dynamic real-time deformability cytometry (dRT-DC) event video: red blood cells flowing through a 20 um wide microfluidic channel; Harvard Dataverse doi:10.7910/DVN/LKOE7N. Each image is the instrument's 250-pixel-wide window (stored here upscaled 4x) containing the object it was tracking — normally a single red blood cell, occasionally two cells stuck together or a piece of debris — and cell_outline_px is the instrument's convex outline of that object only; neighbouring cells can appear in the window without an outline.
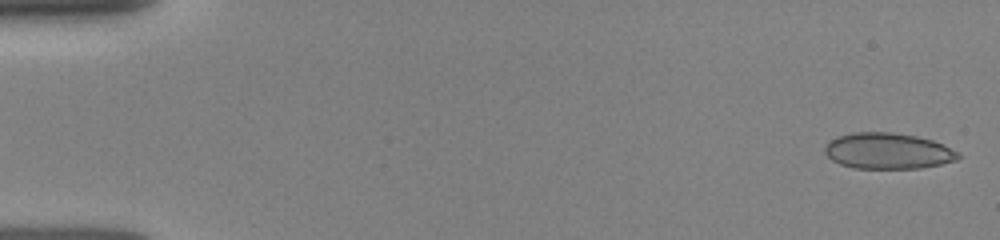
{"species": "human", "species_latin": "Homo sapiens", "temperature_condition": "room temperature", "stored_images_in_passage": 28, "camera_frame_rate_fps": 3000, "um_per_image_px": 0.085, "donor": {"sex": "female"}, "frame": {"image": 1, "passage_image": 1, "time_ms": 0.0, "image_size_px": [1000, 240], "cell_outline_px": [[960, 156], [956, 160], [940, 164], [920, 168], [852, 168], [840, 164], [832, 160], [824, 152], [824, 148], [828, 140], [836, 136], [852, 132], [892, 132], [916, 136], [932, 140], [944, 144], [960, 152]], "centroid_in_image_um": [75.45, 12.82], "position_along_channel_um": 9.6, "area_um2": 28.21}}
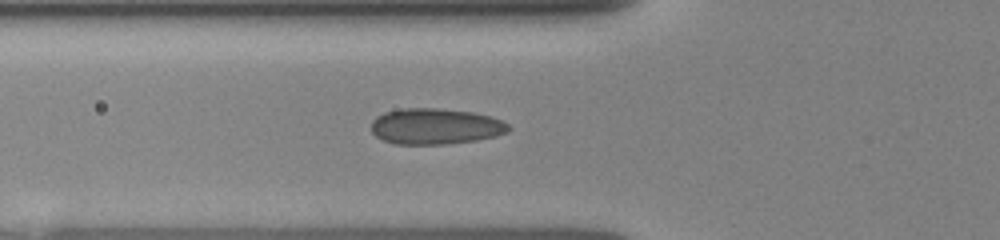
{"frame": {"image": 2, "passage_image": 18, "time_ms": 5.333, "image_size_px": [1000, 240], "cell_outline_px": [[512, 128], [508, 132], [496, 136], [476, 140], [444, 144], [396, 144], [384, 140], [376, 136], [372, 132], [372, 120], [376, 116], [384, 112], [404, 108], [440, 108], [472, 112], [504, 120]], "centroid_in_image_um": [37.03, 10.73], "position_along_channel_um": 88.8, "area_um2": 28.84}}
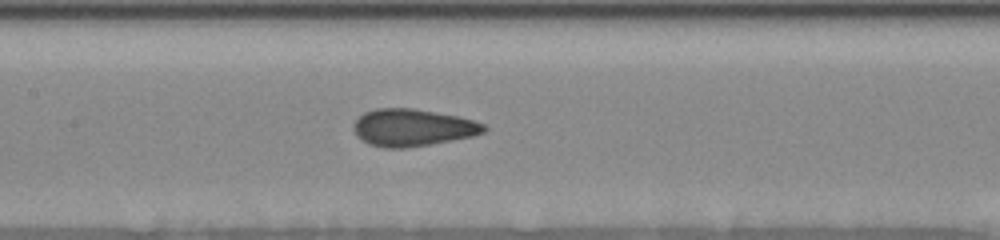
{"frame": {"image": 3, "passage_image": 27, "time_ms": 7.333, "image_size_px": [1000, 240], "cell_outline_px": [[488, 128], [484, 132], [472, 136], [428, 144], [404, 148], [384, 148], [368, 144], [360, 140], [356, 136], [352, 128], [352, 124], [364, 112], [376, 108], [412, 108], [460, 116], [484, 124]], "centroid_in_image_um": [35.02, 10.84], "position_along_channel_um": 172.4, "area_um2": 28.32}}